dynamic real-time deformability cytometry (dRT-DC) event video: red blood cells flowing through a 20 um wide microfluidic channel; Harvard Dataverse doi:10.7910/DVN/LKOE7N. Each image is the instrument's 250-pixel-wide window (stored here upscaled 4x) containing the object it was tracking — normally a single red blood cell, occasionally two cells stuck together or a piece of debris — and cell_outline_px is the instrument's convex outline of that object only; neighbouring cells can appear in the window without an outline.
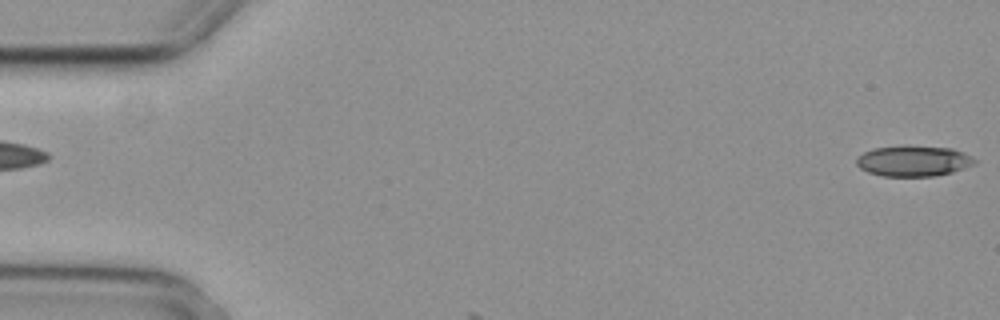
{"species": "common noctule bat (a hibernating species)", "species_latin": "Nyctalus noctula", "temperature_condition": "cold", "stored_images_in_passage": 2, "segment_of_instrument_passage": [2, 2], "camera_frame_rate_fps": 3000, "um_per_image_px": 0.085, "animal": {"sex": "female", "body_mass_g": 29.2, "forearm_length_mm": 56.3}, "frame": {"image": 1, "passage_image": 2, "time_ms": 0.333, "image_size_px": [1000, 320], "cell_outline_px": [[976, 164], [952, 172], [932, 176], [884, 176], [868, 172], [860, 168], [856, 164], [856, 156], [872, 148], [900, 144], [908, 144], [952, 148], [964, 152], [972, 156], [976, 160]], "centroid_in_image_um": [77.63, 13.64], "position_along_channel_um": 7.4, "area_um2": 21.73}}